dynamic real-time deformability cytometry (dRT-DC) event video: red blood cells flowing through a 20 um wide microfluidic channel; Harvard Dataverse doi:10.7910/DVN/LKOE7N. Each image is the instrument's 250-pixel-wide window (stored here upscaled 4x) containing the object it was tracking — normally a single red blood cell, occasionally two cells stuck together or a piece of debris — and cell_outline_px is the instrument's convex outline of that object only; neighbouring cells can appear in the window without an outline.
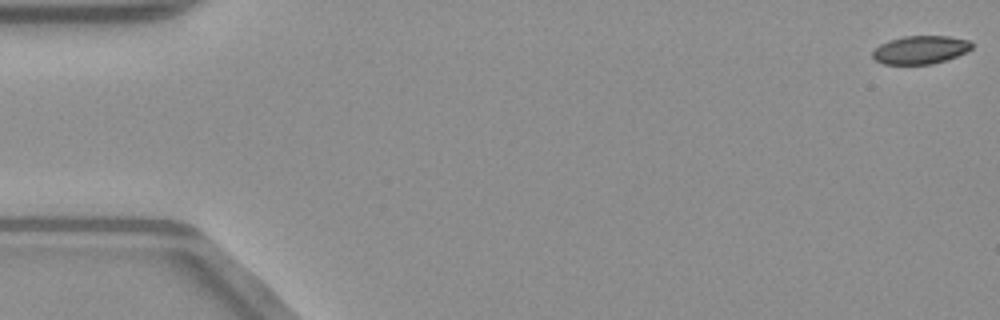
{"species": "common noctule bat (a hibernating species)", "species_latin": "Nyctalus noctula", "temperature_condition": "warm", "stored_images_in_passage": 51, "camera_frame_rate_fps": 3000, "um_per_image_px": 0.085, "animal": {"sex": "male", "body_mass_g": 23.1, "forearm_length_mm": 52.7}, "frame": {"image": 1, "passage_image": 1, "time_ms": 0.0, "image_size_px": [1000, 320], "cell_outline_px": [[972, 48], [956, 56], [932, 64], [884, 64], [876, 60], [872, 56], [872, 52], [880, 44], [888, 40], [904, 36], [948, 36], [968, 40], [972, 44]], "centroid_in_image_um": [78.2, 4.23], "position_along_channel_um": 6.8, "area_um2": 16.13}}
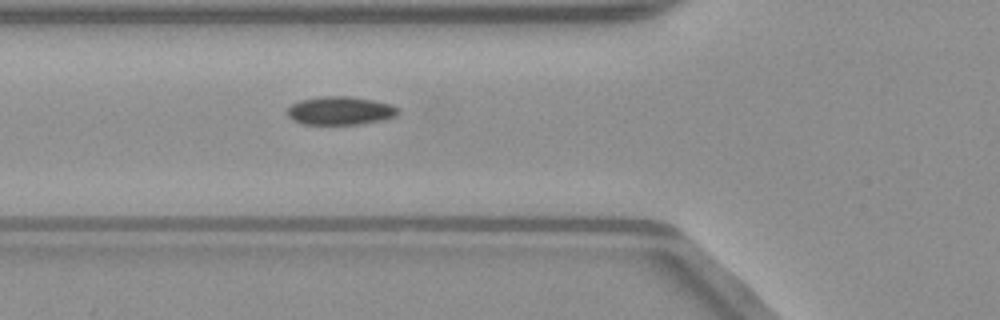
{"frame": {"image": 2, "passage_image": 19, "time_ms": 6.0, "image_size_px": [1000, 320], "cell_outline_px": [[400, 112], [396, 116], [380, 120], [360, 124], [304, 124], [292, 120], [288, 116], [288, 108], [292, 104], [300, 100], [320, 96], [348, 96], [372, 100], [388, 104], [400, 108]], "centroid_in_image_um": [28.91, 9.41], "position_along_channel_um": 96.9, "area_um2": 18.21}}
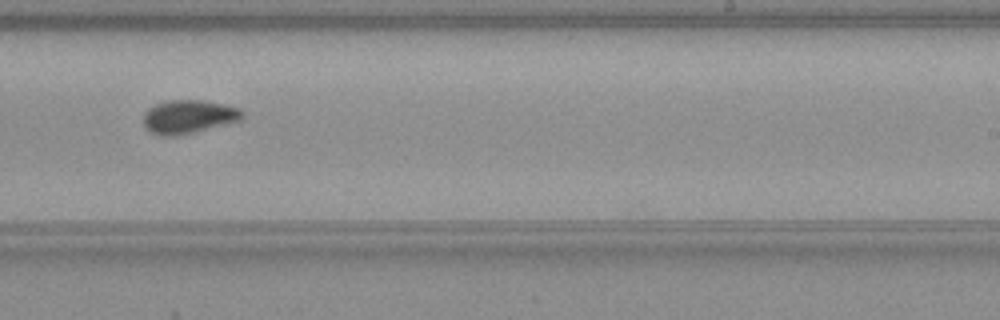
{"frame": {"image": 3, "passage_image": 32, "time_ms": 10.333, "image_size_px": [1000, 320], "cell_outline_px": [[244, 120], [176, 136], [160, 136], [152, 132], [144, 124], [144, 112], [148, 108], [156, 104], [168, 100], [204, 100], [224, 104], [240, 108], [244, 112]], "centroid_in_image_um": [16.08, 9.91], "position_along_channel_um": 272.9, "area_um2": 19.42}, "authors_computed_cell_mechanics": {"area_um2": 17.9758, "velocity_mm_per_s": 4.0509, "shape_relaxation_time_tau1_ms": 5.3708, "shape_relaxation_time_tau2_ms": 3.7686, "deformation_change_tau1": 0.1211, "deformation_change_tau2": 0.0614}}